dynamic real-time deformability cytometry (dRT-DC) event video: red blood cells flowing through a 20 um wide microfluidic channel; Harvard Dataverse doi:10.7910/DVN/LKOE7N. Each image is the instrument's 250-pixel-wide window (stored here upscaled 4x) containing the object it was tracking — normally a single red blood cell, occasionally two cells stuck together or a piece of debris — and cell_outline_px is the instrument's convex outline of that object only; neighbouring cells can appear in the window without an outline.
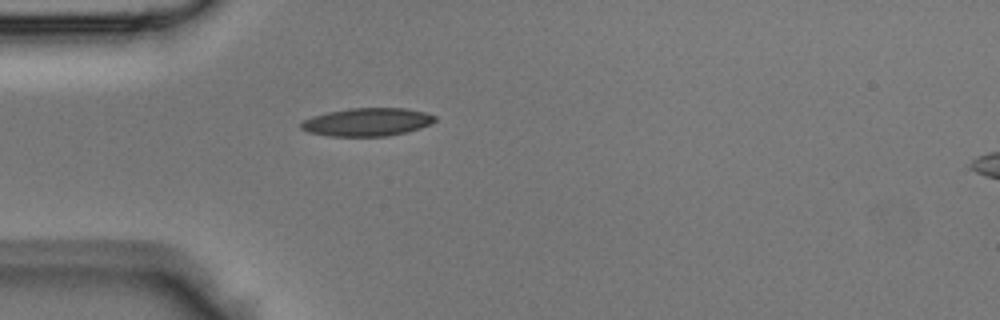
{"species": "Egyptian fruit bat (a non-hibernating species)", "species_latin": "Rousettus aegyptiacus", "temperature_condition": "room temperature", "stored_images_in_passage": 3, "camera_frame_rate_fps": 3000, "um_per_image_px": 0.085, "animal": {"sex": "male"}, "frame": {"image": 1, "passage_image": 1, "time_ms": 0.0, "image_size_px": [1000, 320], "cell_outline_px": [[436, 120], [432, 124], [420, 128], [388, 136], [332, 136], [308, 132], [300, 128], [300, 124], [304, 120], [312, 116], [328, 112], [352, 108], [404, 108], [424, 112], [436, 116]], "centroid_in_image_um": [31.22, 10.37], "position_along_channel_um": 53.8, "area_um2": 21.79}}